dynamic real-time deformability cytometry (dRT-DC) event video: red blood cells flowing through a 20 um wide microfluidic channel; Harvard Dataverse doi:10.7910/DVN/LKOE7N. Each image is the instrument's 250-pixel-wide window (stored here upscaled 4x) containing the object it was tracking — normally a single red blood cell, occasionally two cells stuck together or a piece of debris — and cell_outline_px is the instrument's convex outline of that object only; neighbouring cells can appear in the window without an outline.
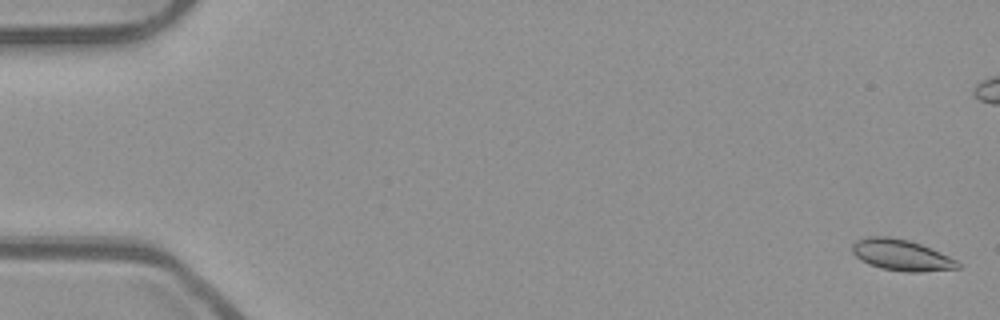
{"species": "common noctule bat (a hibernating species)", "species_latin": "Nyctalus noctula", "temperature_condition": "room temperature", "stored_images_in_passage": 56, "camera_frame_rate_fps": 3000, "um_per_image_px": 0.085, "animal": {"sex": "male", "body_mass_g": 23.1, "forearm_length_mm": 52.7}, "frame": {"image": 1, "passage_image": 2, "time_ms": 0.333, "image_size_px": [1000, 320], "cell_outline_px": [[960, 268], [920, 272], [908, 272], [880, 268], [868, 264], [856, 256], [852, 252], [852, 244], [856, 240], [868, 236], [888, 236], [908, 240], [920, 244], [948, 256], [956, 260], [960, 264]], "centroid_in_image_um": [76.59, 21.68], "position_along_channel_um": 8.4, "area_um2": 19.02}}
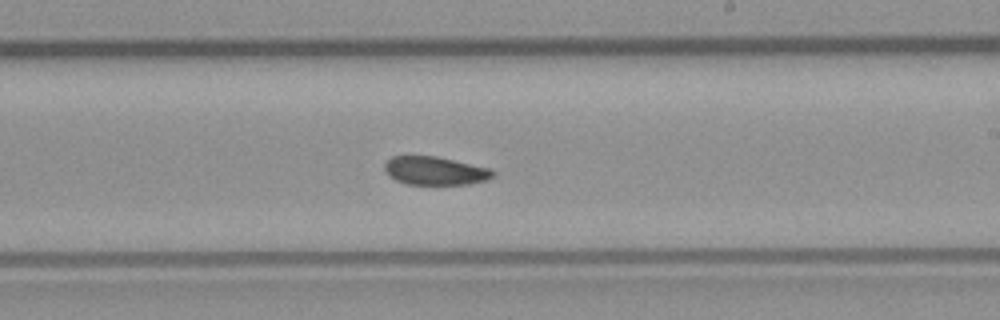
{"frame": {"image": 2, "passage_image": 33, "time_ms": 10.667, "image_size_px": [1000, 320], "cell_outline_px": [[496, 172], [488, 180], [468, 184], [408, 184], [396, 180], [388, 176], [384, 168], [384, 164], [392, 156], [436, 156], [492, 168]], "centroid_in_image_um": [37.0, 14.51], "position_along_channel_um": 252.0, "area_um2": 17.98}}
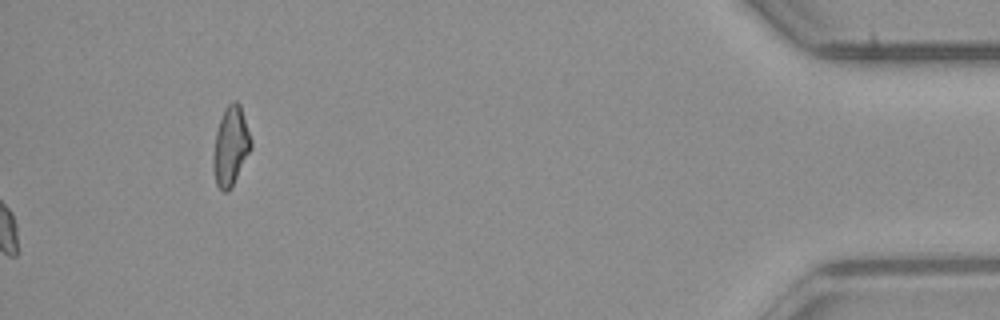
{"frame": {"image": 3, "passage_image": 56, "time_ms": 18.333, "image_size_px": [1000, 320], "cell_outline_px": [[252, 148], [228, 192], [224, 192], [216, 184], [212, 168], [212, 164], [216, 132], [220, 120], [228, 104], [232, 100], [236, 100], [240, 104], [252, 140]], "centroid_in_image_um": [19.61, 12.42], "position_along_channel_um": 415.6, "area_um2": 17.22}, "authors_computed_cell_mechanics": {"area_um2": 18.6983, "velocity_mm_per_s": 3.8677, "shape_relaxation_time_tau1_ms": null, "shape_relaxation_time_tau2_ms": 9.8529, "deformation_change_tau1": null, "deformation_change_tau2": 0.0823}}